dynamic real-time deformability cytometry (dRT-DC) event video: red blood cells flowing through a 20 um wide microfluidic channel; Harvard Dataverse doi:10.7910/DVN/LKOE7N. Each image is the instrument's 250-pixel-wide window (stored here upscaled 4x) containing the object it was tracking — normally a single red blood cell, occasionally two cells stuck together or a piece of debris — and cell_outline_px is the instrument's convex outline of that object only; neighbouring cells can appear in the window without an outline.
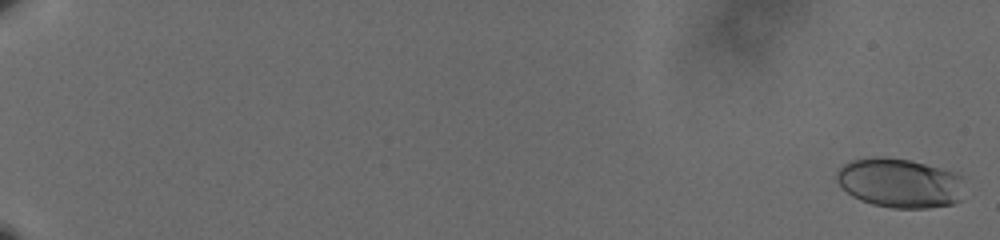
{"species": "human", "species_latin": "Homo sapiens", "temperature_condition": "cold", "stored_images_in_passage": 63, "camera_frame_rate_fps": 3000, "um_per_image_px": 0.085, "donor": {"sex": "male"}, "frame": {"image": 1, "passage_image": 2, "time_ms": 0.333, "image_size_px": [1000, 240], "cell_outline_px": [[964, 176], [960, 200], [952, 204], [928, 208], [892, 208], [872, 204], [860, 200], [852, 196], [836, 180], [836, 172], [844, 164], [852, 160], [872, 156], [884, 156], [912, 160], [960, 172]], "centroid_in_image_um": [76.52, 15.53], "position_along_channel_um": 8.5, "area_um2": 37.4}}
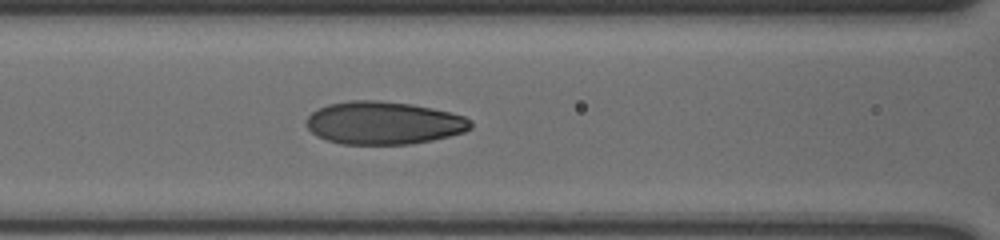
{"frame": {"image": 2, "passage_image": 32, "time_ms": 10.333, "image_size_px": [1000, 240], "cell_outline_px": [[472, 128], [464, 132], [432, 140], [412, 144], [340, 144], [316, 136], [308, 128], [308, 116], [312, 112], [328, 104], [348, 100], [380, 100], [412, 104], [432, 108], [464, 116], [472, 120]], "centroid_in_image_um": [32.63, 10.45], "position_along_channel_um": 134.0, "area_um2": 41.04}}
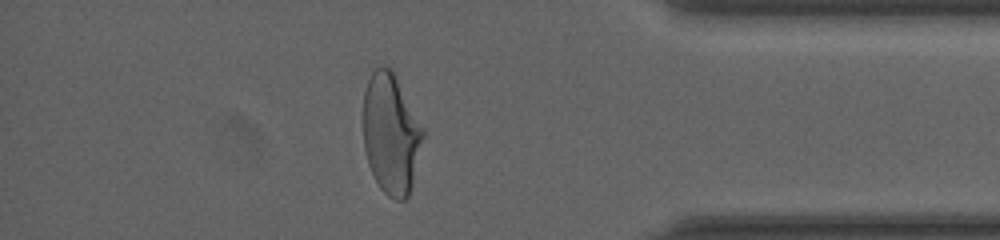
{"frame": {"image": 3, "passage_image": 56, "time_ms": 18.333, "image_size_px": [1000, 240], "cell_outline_px": [[424, 136], [412, 184], [408, 196], [404, 200], [396, 200], [388, 196], [380, 188], [368, 164], [364, 148], [364, 92], [368, 80], [372, 72], [380, 64], [384, 64], [392, 68], [424, 128]], "centroid_in_image_um": [33.24, 11.33], "position_along_channel_um": 402.0, "area_um2": 42.02}, "authors_computed_cell_mechanics": {"area_um2": 39.882, "velocity_mm_per_s": 3.5932, "shape_relaxation_time_tau1_ms": 4.9218, "shape_relaxation_time_tau2_ms": 1.0454, "deformation_change_tau1": 0.1954, "deformation_change_tau2": 0.0591}}